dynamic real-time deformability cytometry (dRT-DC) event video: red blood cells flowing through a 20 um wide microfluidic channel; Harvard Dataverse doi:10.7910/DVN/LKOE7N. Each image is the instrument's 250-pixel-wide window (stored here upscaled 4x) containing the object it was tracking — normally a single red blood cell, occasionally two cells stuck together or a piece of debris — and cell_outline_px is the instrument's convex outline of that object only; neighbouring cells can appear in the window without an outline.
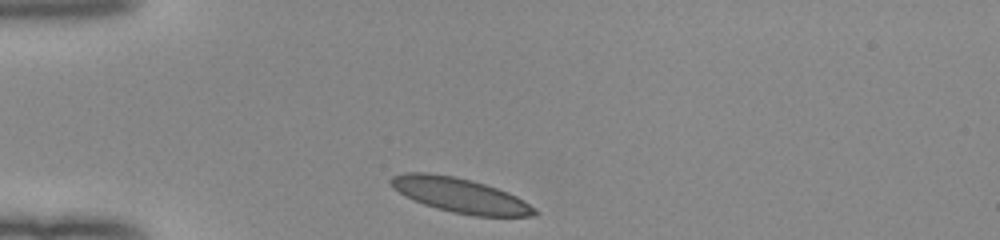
{"species": "human", "species_latin": "Homo sapiens", "temperature_condition": "room temperature", "stored_images_in_passage": 30, "camera_frame_rate_fps": 3000, "um_per_image_px": 0.085, "donor": {"sex": "female"}, "frame": {"image": 1, "passage_image": 1, "time_ms": 0.0, "image_size_px": [1000, 240], "cell_outline_px": [[540, 212], [536, 216], [472, 216], [452, 212], [436, 208], [424, 204], [404, 196], [392, 188], [388, 180], [392, 176], [404, 172], [428, 172], [452, 176], [472, 180], [508, 192], [524, 200], [536, 208]], "centroid_in_image_um": [39.1, 16.6], "position_along_channel_um": 45.9, "area_um2": 29.25}}
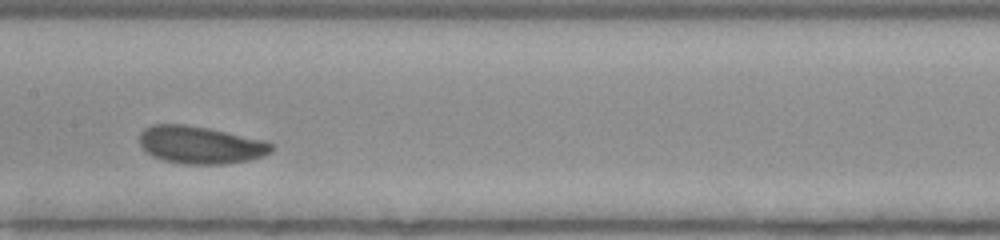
{"frame": {"image": 2, "passage_image": 14, "time_ms": 4.333, "image_size_px": [1000, 240], "cell_outline_px": [[272, 152], [248, 160], [224, 164], [184, 164], [164, 160], [152, 156], [140, 144], [140, 132], [144, 128], [152, 124], [184, 124], [208, 128], [264, 140], [272, 144]], "centroid_in_image_um": [17.01, 12.31], "position_along_channel_um": 190.4, "area_um2": 28.67}}
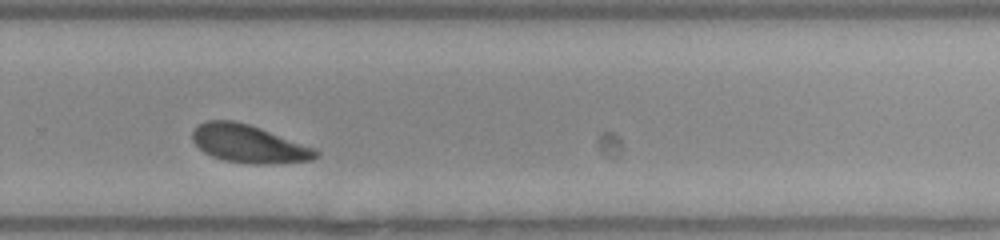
{"frame": {"image": 3, "passage_image": 23, "time_ms": 7.333, "image_size_px": [1000, 240], "cell_outline_px": [[320, 156], [312, 160], [272, 164], [248, 164], [224, 160], [212, 156], [204, 152], [192, 140], [192, 132], [196, 124], [204, 120], [232, 120], [248, 124], [260, 128], [316, 148], [320, 152]], "centroid_in_image_um": [21.15, 12.22], "position_along_channel_um": 308.7, "area_um2": 27.51}, "authors_computed_cell_mechanics": {"area_um2": 28.322, "velocity_mm_per_s": 3.9542, "shape_relaxation_time_tau1_ms": 2.3276, "shape_relaxation_time_tau2_ms": 1.8529, "deformation_change_tau1": 0.0927, "deformation_change_tau2": 0.0489}}